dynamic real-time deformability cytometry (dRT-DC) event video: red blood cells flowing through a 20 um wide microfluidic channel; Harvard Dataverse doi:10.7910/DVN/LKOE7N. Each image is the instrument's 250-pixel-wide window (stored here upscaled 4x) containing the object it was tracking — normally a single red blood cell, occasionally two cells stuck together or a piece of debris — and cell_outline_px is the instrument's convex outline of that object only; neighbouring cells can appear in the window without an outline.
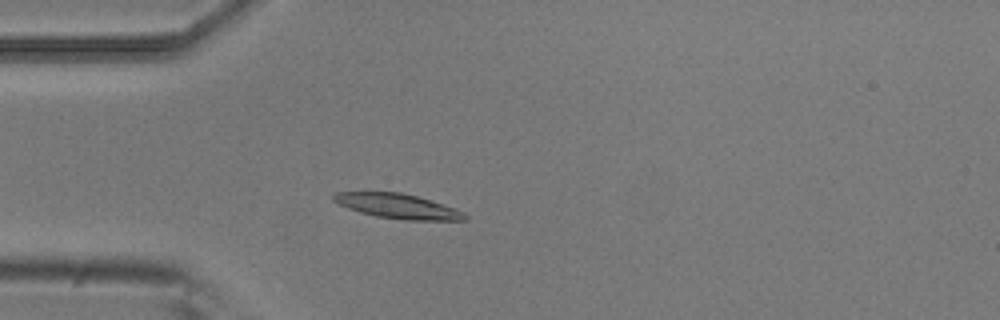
{"species": "common noctule bat (a hibernating species)", "species_latin": "Nyctalus noctula", "temperature_condition": "room temperature", "stored_images_in_passage": 4, "camera_frame_rate_fps": 3000, "um_per_image_px": 0.085, "animal": {"sex": "male", "body_mass_g": 20.5, "forearm_length_mm": 52.5}, "frame": {"image": 1, "passage_image": 4, "time_ms": 1.0, "image_size_px": [1000, 320], "cell_outline_px": [[468, 220], [404, 220], [376, 216], [360, 212], [348, 208], [332, 200], [332, 196], [336, 192], [400, 192], [416, 196], [444, 204], [456, 208], [464, 212], [468, 216]], "centroid_in_image_um": [33.84, 17.53], "position_along_channel_um": 51.2, "area_um2": 18.9}}